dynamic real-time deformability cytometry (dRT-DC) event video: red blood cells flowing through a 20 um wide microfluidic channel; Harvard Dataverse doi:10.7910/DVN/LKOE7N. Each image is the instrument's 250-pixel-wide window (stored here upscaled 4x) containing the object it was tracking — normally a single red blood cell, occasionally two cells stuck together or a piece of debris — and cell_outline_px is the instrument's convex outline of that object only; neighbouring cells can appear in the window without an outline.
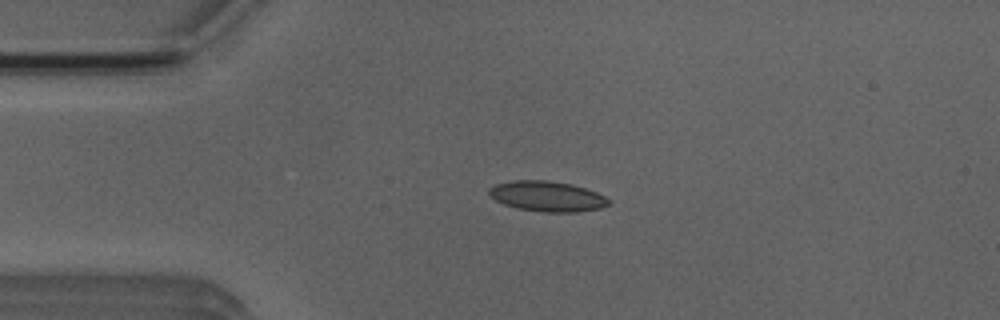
{"species": "Egyptian fruit bat (a non-hibernating species)", "species_latin": "Rousettus aegyptiacus", "temperature_condition": "room temperature", "stored_images_in_passage": 16, "camera_frame_rate_fps": 3000, "um_per_image_px": 0.085, "animal": {"sex": "male"}, "frame": {"image": 1, "passage_image": 11, "time_ms": 3.333, "image_size_px": [1000, 320], "cell_outline_px": [[612, 200], [608, 204], [600, 208], [576, 212], [544, 212], [516, 208], [504, 204], [496, 200], [488, 192], [488, 188], [496, 184], [512, 180], [544, 180], [572, 184], [596, 192]], "centroid_in_image_um": [46.5, 16.68], "position_along_channel_um": 38.5, "area_um2": 21.04}}